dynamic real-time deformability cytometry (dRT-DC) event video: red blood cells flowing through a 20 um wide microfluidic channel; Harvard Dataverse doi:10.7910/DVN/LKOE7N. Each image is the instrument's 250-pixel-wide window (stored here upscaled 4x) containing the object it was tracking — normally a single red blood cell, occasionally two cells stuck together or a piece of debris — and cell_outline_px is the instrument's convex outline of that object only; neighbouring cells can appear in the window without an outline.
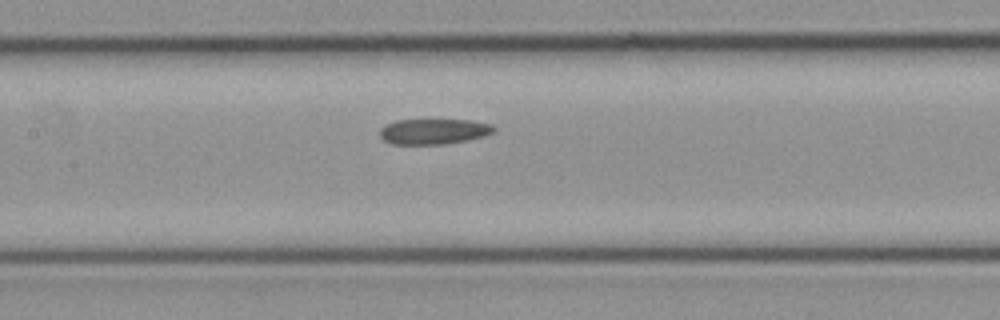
{"species": "common noctule bat (a hibernating species)", "species_latin": "Nyctalus noctula", "temperature_condition": "cold", "stored_images_in_passage": 15, "camera_frame_rate_fps": 3000, "um_per_image_px": 0.085, "animal": {"sex": "female", "body_mass_g": 21.9}, "frame": {"image": 1, "passage_image": 9, "time_ms": 2.667, "image_size_px": [1000, 320], "cell_outline_px": [[496, 132], [484, 136], [468, 140], [444, 144], [392, 144], [384, 140], [380, 136], [380, 128], [384, 124], [396, 120], [468, 120], [492, 124], [496, 128]], "centroid_in_image_um": [36.87, 11.17], "position_along_channel_um": 170.5, "area_um2": 17.05}}
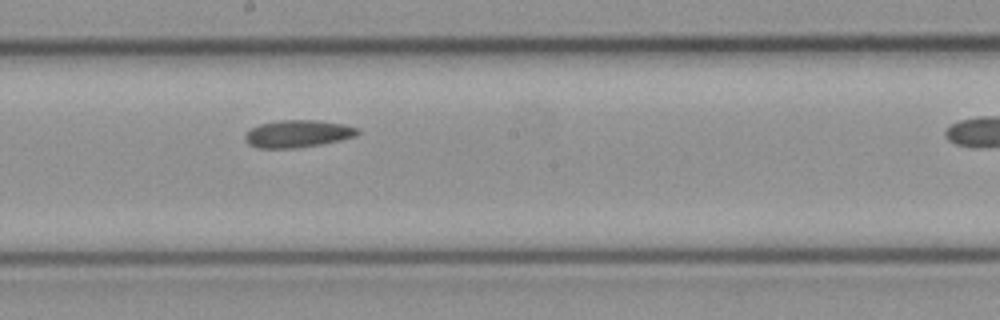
{"frame": {"image": 2, "passage_image": 11, "time_ms": 3.333, "image_size_px": [1000, 320], "cell_outline_px": [[360, 132], [356, 136], [340, 140], [320, 144], [296, 148], [256, 148], [248, 144], [244, 140], [244, 136], [252, 128], [260, 124], [280, 120], [316, 120], [344, 124], [360, 128]], "centroid_in_image_um": [25.32, 11.37], "position_along_channel_um": 222.9, "area_um2": 17.98}}